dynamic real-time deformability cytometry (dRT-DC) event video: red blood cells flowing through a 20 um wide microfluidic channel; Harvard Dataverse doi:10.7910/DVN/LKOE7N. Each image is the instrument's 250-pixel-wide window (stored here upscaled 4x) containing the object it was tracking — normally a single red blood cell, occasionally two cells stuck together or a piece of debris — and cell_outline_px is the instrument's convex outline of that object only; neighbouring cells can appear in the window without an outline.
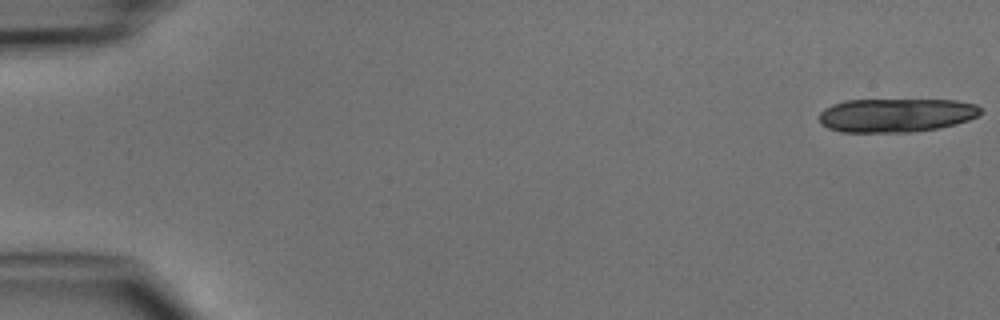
{"species": "common noctule bat (a hibernating species)", "species_latin": "Nyctalus noctula", "temperature_condition": "cold", "stored_images_in_passage": 6, "camera_frame_rate_fps": 3000, "um_per_image_px": 0.085, "animal": {"sex": "male", "body_mass_g": 15.6}, "frame": {"image": 1, "passage_image": 1, "time_ms": 0.0, "image_size_px": [1000, 320], "cell_outline_px": [[984, 112], [980, 116], [956, 124], [940, 128], [912, 132], [840, 132], [828, 128], [820, 124], [820, 112], [824, 108], [832, 104], [844, 100], [956, 100], [976, 104]], "centroid_in_image_um": [76.19, 9.79], "position_along_channel_um": 8.8, "area_um2": 32.14}}